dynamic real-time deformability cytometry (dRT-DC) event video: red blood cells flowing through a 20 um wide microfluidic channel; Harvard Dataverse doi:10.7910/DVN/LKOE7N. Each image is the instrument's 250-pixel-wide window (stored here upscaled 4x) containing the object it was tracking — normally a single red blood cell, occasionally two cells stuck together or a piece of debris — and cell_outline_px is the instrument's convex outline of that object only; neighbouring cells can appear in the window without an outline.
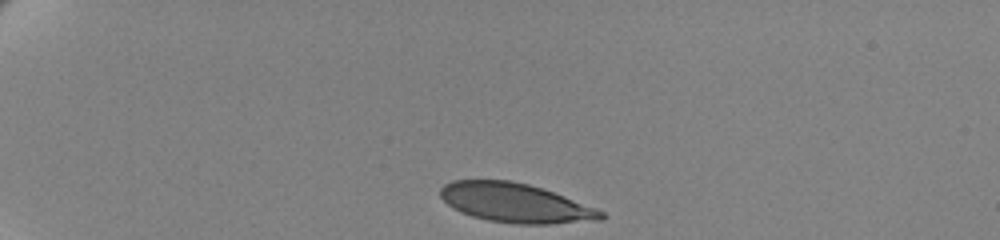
{"species": "human", "species_latin": "Homo sapiens", "temperature_condition": "cold", "stored_images_in_passage": 42, "camera_frame_rate_fps": 3000, "um_per_image_px": 0.085, "donor": {"sex": "female"}, "frame": {"image": 1, "passage_image": 1, "time_ms": 0.0, "image_size_px": [1000, 240], "cell_outline_px": [[604, 220], [548, 224], [512, 224], [488, 220], [472, 216], [460, 212], [452, 208], [440, 196], [440, 188], [444, 184], [452, 180], [508, 180], [528, 184], [564, 196], [596, 208], [604, 212]], "centroid_in_image_um": [43.79, 17.26], "position_along_channel_um": 41.2, "area_um2": 36.7}}
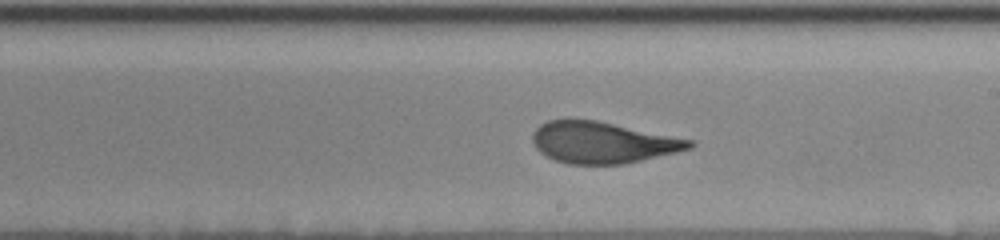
{"frame": {"image": 2, "passage_image": 24, "time_ms": 7.667, "image_size_px": [1000, 240], "cell_outline_px": [[696, 144], [692, 148], [676, 152], [624, 164], [568, 164], [556, 160], [540, 152], [536, 148], [532, 140], [532, 136], [536, 128], [540, 124], [548, 120], [596, 120], [692, 140]], "centroid_in_image_um": [51.22, 12.12], "position_along_channel_um": 237.8, "area_um2": 37.45}}
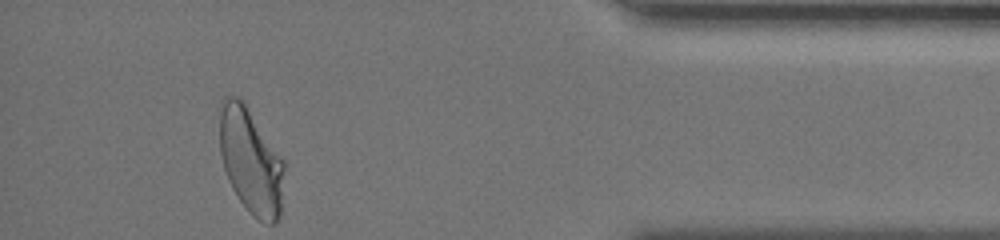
{"frame": {"image": 3, "passage_image": 42, "time_ms": 13.667, "image_size_px": [1000, 240], "cell_outline_px": [[284, 168], [280, 216], [272, 224], [264, 224], [252, 216], [240, 200], [232, 188], [228, 180], [224, 168], [220, 152], [220, 100], [224, 96], [236, 96], [244, 100], [284, 160]], "centroid_in_image_um": [21.31, 13.65], "position_along_channel_um": 413.9, "area_um2": 40.11}, "authors_computed_cell_mechanics": {"area_um2": 38.5237, "velocity_mm_per_s": 3.4505, "shape_relaxation_time_tau1_ms": 5.0594, "shape_relaxation_time_tau2_ms": null, "deformation_change_tau1": 0.1783, "deformation_change_tau2": null}}